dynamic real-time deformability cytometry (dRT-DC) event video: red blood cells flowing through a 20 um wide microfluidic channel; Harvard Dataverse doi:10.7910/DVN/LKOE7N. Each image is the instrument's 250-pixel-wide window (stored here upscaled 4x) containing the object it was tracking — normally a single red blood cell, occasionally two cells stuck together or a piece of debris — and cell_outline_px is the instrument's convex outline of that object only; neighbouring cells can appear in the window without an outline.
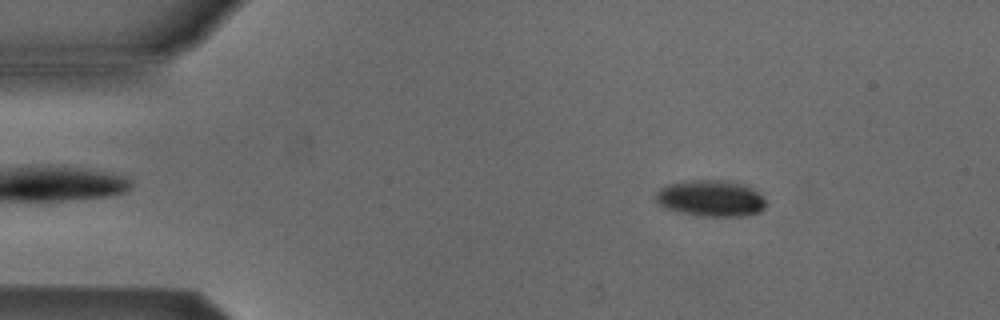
{"species": "Egyptian fruit bat (a non-hibernating species)", "species_latin": "Rousettus aegyptiacus", "temperature_condition": "cold", "stored_images_in_passage": 53, "camera_frame_rate_fps": 3000, "um_per_image_px": 0.085, "animal": {"sex": "male"}, "frame": {"image": 1, "passage_image": 8, "time_ms": 2.333, "image_size_px": [1000, 320], "cell_outline_px": [[764, 208], [760, 212], [740, 216], [704, 216], [684, 212], [668, 208], [660, 204], [656, 200], [656, 192], [660, 188], [668, 184], [692, 180], [728, 180], [748, 184], [760, 192], [764, 196]], "centroid_in_image_um": [60.49, 16.83], "position_along_channel_um": 24.5, "area_um2": 23.29}}
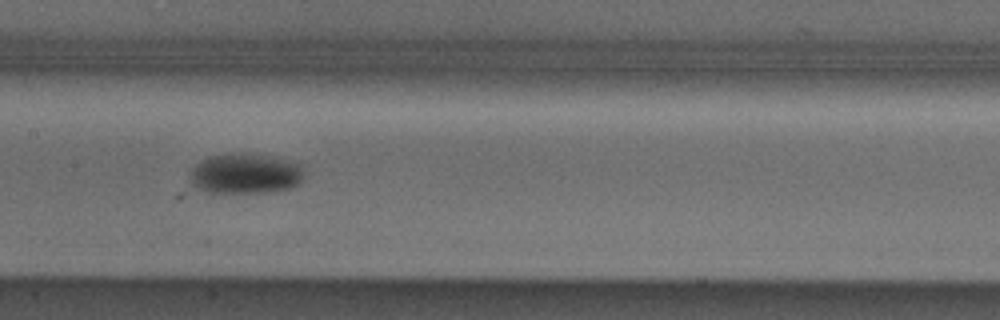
{"frame": {"image": 2, "passage_image": 26, "time_ms": 8.333, "image_size_px": [1000, 320], "cell_outline_px": [[304, 176], [292, 188], [264, 192], [208, 192], [196, 188], [192, 184], [192, 168], [200, 160], [208, 156], [240, 152], [264, 156], [300, 164], [304, 172]], "centroid_in_image_um": [20.82, 14.76], "position_along_channel_um": 186.6, "area_um2": 26.36}}
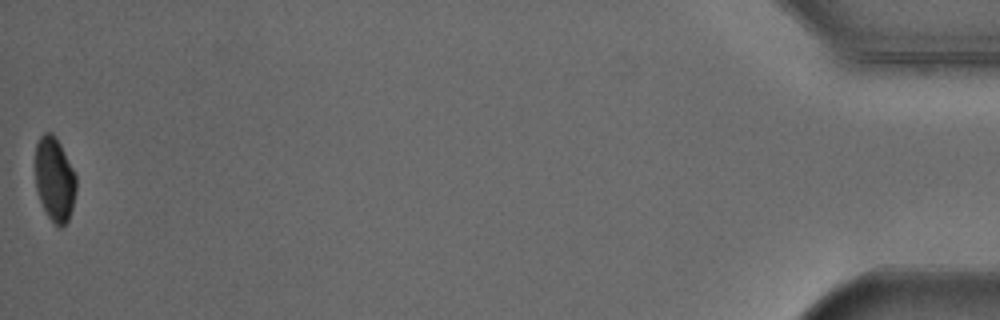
{"frame": {"image": 3, "passage_image": 53, "time_ms": 17.333, "image_size_px": [1000, 320], "cell_outline_px": [[76, 192], [72, 208], [68, 220], [60, 228], [48, 216], [40, 200], [36, 188], [36, 144], [40, 136], [44, 132], [52, 132], [56, 136], [76, 176]], "centroid_in_image_um": [4.64, 15.21], "position_along_channel_um": 430.6, "area_um2": 19.83}, "authors_computed_cell_mechanics": {"area_um2": 23.987, "velocity_mm_per_s": 3.8543, "shape_relaxation_time_tau1_ms": 2.5317, "shape_relaxation_time_tau2_ms": null, "deformation_change_tau1": 0.0997, "deformation_change_tau2": null}}